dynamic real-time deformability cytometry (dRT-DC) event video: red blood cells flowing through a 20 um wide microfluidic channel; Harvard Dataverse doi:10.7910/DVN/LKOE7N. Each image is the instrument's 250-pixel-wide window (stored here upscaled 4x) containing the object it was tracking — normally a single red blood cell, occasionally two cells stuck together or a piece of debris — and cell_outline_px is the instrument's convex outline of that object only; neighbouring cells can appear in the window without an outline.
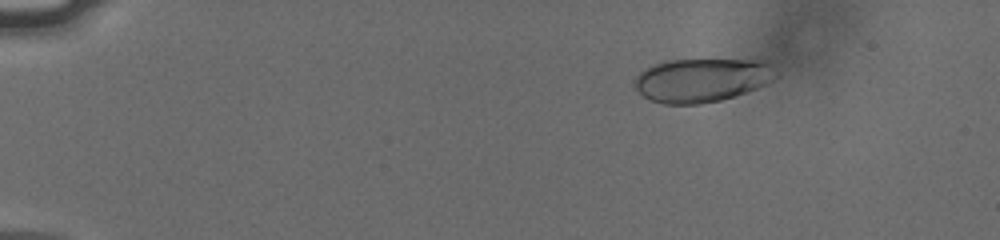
{"species": "human", "species_latin": "Homo sapiens", "temperature_condition": "cold", "stored_images_in_passage": 50, "camera_frame_rate_fps": 3000, "um_per_image_px": 0.085, "donor": {"sex": "male"}, "frame": {"image": 1, "passage_image": 3, "time_ms": 0.667, "image_size_px": [1000, 240], "cell_outline_px": [[780, 76], [756, 88], [720, 100], [700, 104], [664, 104], [652, 100], [644, 96], [636, 88], [636, 76], [644, 68], [652, 64], [668, 60], [768, 60]], "centroid_in_image_um": [59.68, 6.79], "position_along_channel_um": 25.3, "area_um2": 35.89}}
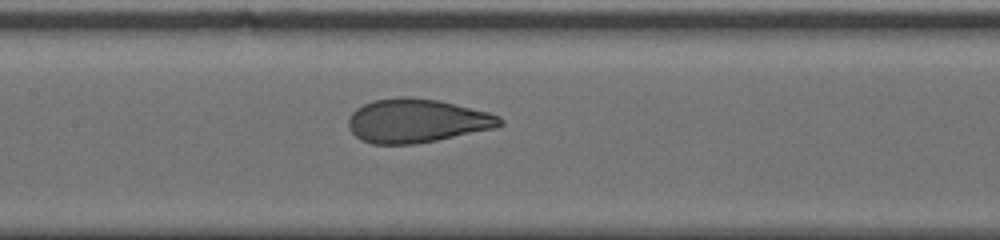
{"frame": {"image": 2, "passage_image": 23, "time_ms": 7.333, "image_size_px": [1000, 240], "cell_outline_px": [[504, 124], [496, 128], [416, 144], [372, 144], [360, 140], [352, 132], [348, 124], [348, 120], [352, 112], [356, 108], [372, 100], [400, 96], [408, 96], [440, 100], [488, 112], [500, 116], [504, 120]], "centroid_in_image_um": [35.44, 10.26], "position_along_channel_um": 172.0, "area_um2": 38.9}}
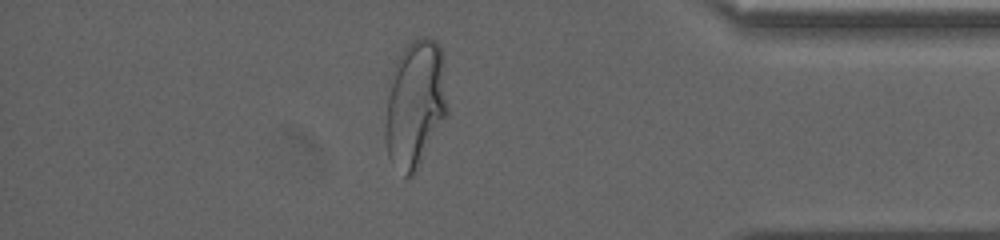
{"frame": {"image": 3, "passage_image": 43, "time_ms": 14.0, "image_size_px": [1000, 240], "cell_outline_px": [[448, 112], [416, 172], [412, 176], [404, 176], [388, 156], [384, 140], [384, 124], [388, 96], [396, 60], [404, 48], [416, 36], [428, 36], [436, 40], [440, 44], [448, 108]], "centroid_in_image_um": [35.29, 8.83], "position_along_channel_um": 399.9, "area_um2": 46.12}, "authors_computed_cell_mechanics": {"area_um2": 38.726, "velocity_mm_per_s": 3.7957, "shape_relaxation_time_tau1_ms": 3.9715, "shape_relaxation_time_tau2_ms": null, "deformation_change_tau1": 0.1826, "deformation_change_tau2": null}}